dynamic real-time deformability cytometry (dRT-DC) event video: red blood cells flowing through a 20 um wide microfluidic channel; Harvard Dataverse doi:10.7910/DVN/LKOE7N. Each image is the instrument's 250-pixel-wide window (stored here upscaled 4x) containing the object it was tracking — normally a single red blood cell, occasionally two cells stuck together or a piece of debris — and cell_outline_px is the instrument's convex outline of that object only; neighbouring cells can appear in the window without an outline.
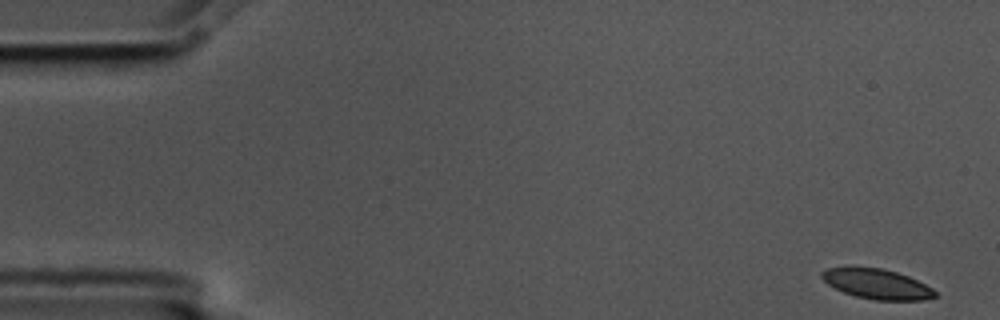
{"species": "common noctule bat (a hibernating species)", "species_latin": "Nyctalus noctula", "temperature_condition": "cold", "stored_images_in_passage": 5, "camera_frame_rate_fps": 3000, "um_per_image_px": 0.085, "animal": {"sex": "male", "body_mass_g": 17.5, "forearm_length_mm": 52.3}, "frame": {"image": 1, "passage_image": 1, "time_ms": 0.0, "image_size_px": [1000, 320], "cell_outline_px": [[940, 296], [924, 300], [876, 300], [856, 296], [844, 292], [828, 284], [820, 276], [820, 272], [828, 268], [884, 268], [908, 276], [932, 288]], "centroid_in_image_um": [74.58, 24.15], "position_along_channel_um": 10.4, "area_um2": 19.54}}
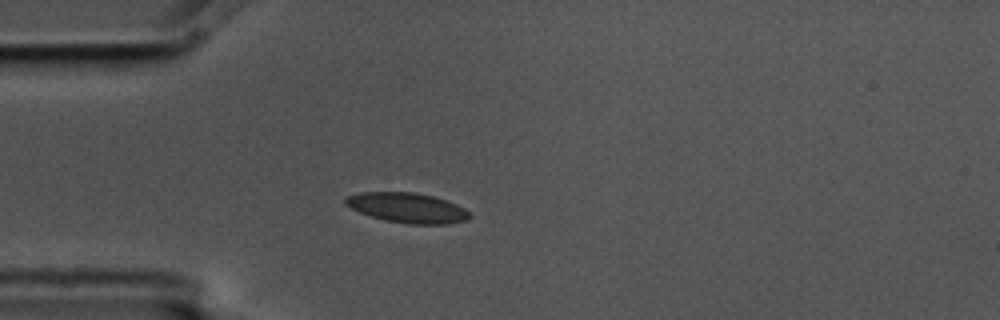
{"frame": {"image": 2, "passage_image": 5, "time_ms": 1.333, "image_size_px": [1000, 320], "cell_outline_px": [[472, 216], [468, 220], [448, 224], [408, 224], [388, 220], [372, 216], [360, 212], [344, 204], [344, 200], [348, 196], [360, 192], [412, 192], [432, 196], [456, 204], [464, 208]], "centroid_in_image_um": [34.64, 17.66], "position_along_channel_um": 50.4, "area_um2": 21.44}}